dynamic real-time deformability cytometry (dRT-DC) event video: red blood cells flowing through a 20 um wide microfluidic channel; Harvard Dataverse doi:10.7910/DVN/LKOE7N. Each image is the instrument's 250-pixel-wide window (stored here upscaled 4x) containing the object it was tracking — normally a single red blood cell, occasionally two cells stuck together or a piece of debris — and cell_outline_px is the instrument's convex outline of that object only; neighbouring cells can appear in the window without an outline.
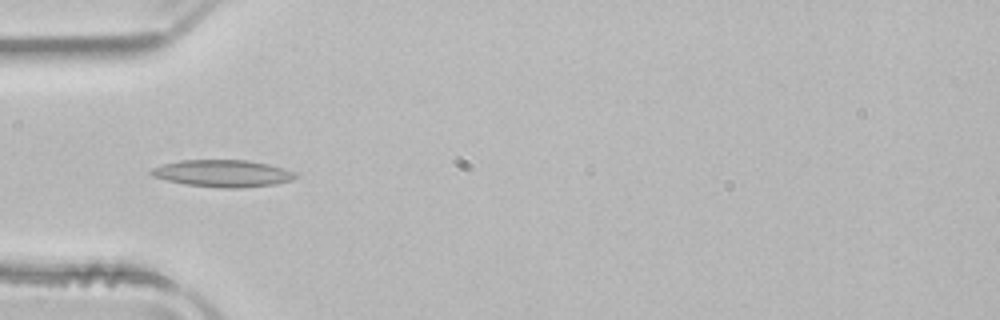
{"species": "common noctule bat (a hibernating species)", "species_latin": "Nyctalus noctula", "temperature_condition": "room temperature", "stored_images_in_passage": 5, "camera_frame_rate_fps": 3000, "um_per_image_px": 0.085, "animal": {"sex": "male", "body_mass_g": 21.5, "forearm_length_mm": 52.0}, "frame": {"image": 1, "passage_image": 3, "time_ms": 0.667, "image_size_px": [1000, 320], "cell_outline_px": [[296, 176], [292, 180], [272, 184], [240, 188], [220, 188], [188, 184], [168, 180], [152, 176], [148, 172], [152, 168], [164, 164], [180, 160], [244, 160], [268, 164], [296, 172]], "centroid_in_image_um": [18.92, 14.73], "position_along_channel_um": 66.1, "area_um2": 22.43}}